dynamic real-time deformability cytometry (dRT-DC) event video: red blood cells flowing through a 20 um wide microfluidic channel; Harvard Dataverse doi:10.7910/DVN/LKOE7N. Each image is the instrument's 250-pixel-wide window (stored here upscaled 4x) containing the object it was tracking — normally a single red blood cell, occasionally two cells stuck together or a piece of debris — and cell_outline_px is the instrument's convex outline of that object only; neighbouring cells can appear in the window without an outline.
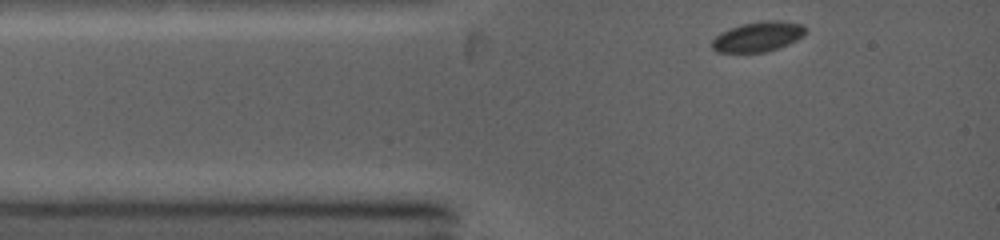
{"species": "common noctule bat (a hibernating species)", "species_latin": "Nyctalus noctula", "temperature_condition": "warm", "stored_images_in_passage": 50, "camera_frame_rate_fps": 5000, "um_per_image_px": 0.085, "animal": {"sex": "female", "body_mass_g": 19.0, "forearm_length_mm": 53.3}, "frame": {"image": 1, "passage_image": 1, "time_ms": 0.0, "image_size_px": [1000, 240], "cell_outline_px": [[804, 36], [788, 44], [764, 52], [716, 52], [712, 48], [712, 40], [720, 32], [740, 24], [764, 20], [780, 20], [804, 24]], "centroid_in_image_um": [64.41, 3.1], "position_along_channel_um": 20.6, "area_um2": 16.36}}
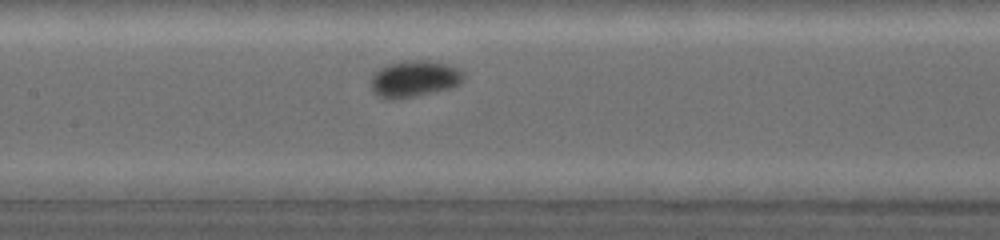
{"frame": {"image": 2, "passage_image": 23, "time_ms": 4.2, "image_size_px": [1000, 240], "cell_outline_px": [[464, 80], [460, 84], [448, 88], [416, 96], [392, 100], [388, 100], [376, 96], [372, 92], [372, 76], [380, 68], [388, 64], [408, 60], [428, 60], [444, 64], [456, 68], [464, 72]], "centroid_in_image_um": [35.19, 6.71], "position_along_channel_um": 172.2, "area_um2": 19.65}}
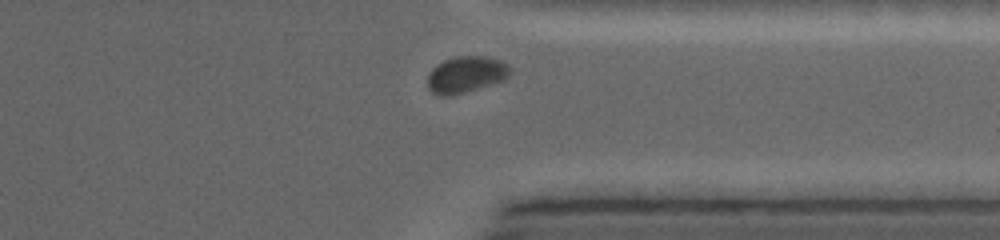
{"frame": {"image": 3, "passage_image": 46, "time_ms": 9.0, "image_size_px": [1000, 240], "cell_outline_px": [[508, 76], [504, 80], [464, 92], [448, 96], [440, 96], [432, 92], [428, 88], [428, 72], [436, 64], [444, 60], [456, 56], [484, 56], [500, 60], [508, 64]], "centroid_in_image_um": [39.56, 6.32], "position_along_channel_um": 371.8, "area_um2": 17.4}}